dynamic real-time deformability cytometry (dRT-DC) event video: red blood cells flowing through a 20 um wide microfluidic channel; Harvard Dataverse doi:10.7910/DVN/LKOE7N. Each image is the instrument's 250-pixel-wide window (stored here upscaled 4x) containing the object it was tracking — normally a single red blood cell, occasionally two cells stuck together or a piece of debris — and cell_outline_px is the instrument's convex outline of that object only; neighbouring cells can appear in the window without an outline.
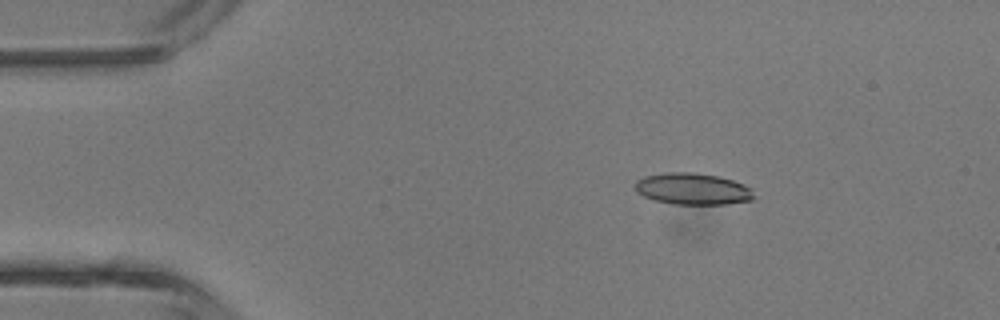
{"species": "common noctule bat (a hibernating species)", "species_latin": "Nyctalus noctula", "temperature_condition": "room temperature", "stored_images_in_passage": 5, "camera_frame_rate_fps": 3000, "um_per_image_px": 0.085, "animal": {"sex": "male", "body_mass_g": 13.3}, "frame": {"image": 1, "passage_image": 3, "time_ms": 2.333, "image_size_px": [1000, 320], "cell_outline_px": [[752, 200], [728, 204], [676, 204], [656, 200], [644, 196], [636, 192], [636, 180], [644, 176], [664, 172], [696, 172], [720, 176], [744, 184], [752, 188]], "centroid_in_image_um": [58.88, 16.04], "position_along_channel_um": 26.1, "area_um2": 21.91}}
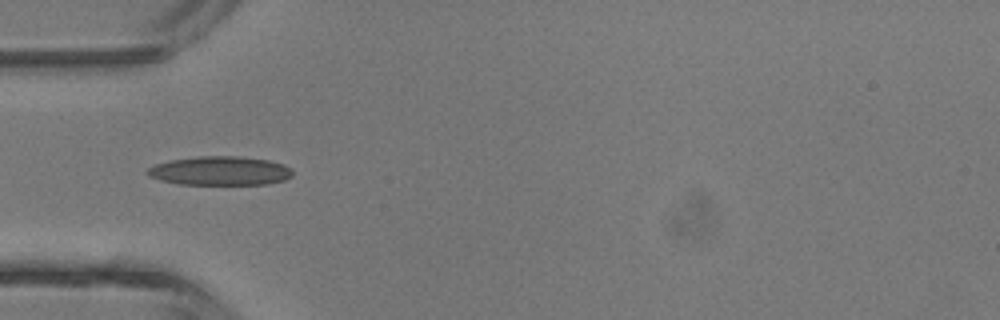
{"frame": {"image": 2, "passage_image": 5, "time_ms": 4.667, "image_size_px": [1000, 320], "cell_outline_px": [[292, 176], [284, 180], [268, 184], [180, 184], [160, 180], [148, 176], [144, 172], [148, 168], [156, 164], [172, 160], [200, 156], [240, 156], [268, 160], [284, 164], [292, 172]], "centroid_in_image_um": [18.69, 14.52], "position_along_channel_um": 66.3, "area_um2": 24.39}}